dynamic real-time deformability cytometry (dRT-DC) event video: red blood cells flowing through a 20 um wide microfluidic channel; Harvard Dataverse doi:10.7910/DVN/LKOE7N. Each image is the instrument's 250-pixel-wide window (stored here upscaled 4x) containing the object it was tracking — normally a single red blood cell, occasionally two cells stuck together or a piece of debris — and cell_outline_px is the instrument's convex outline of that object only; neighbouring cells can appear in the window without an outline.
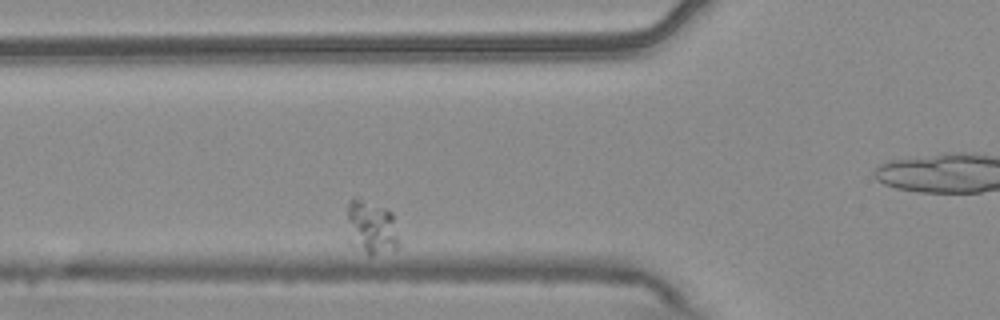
{"species": "common noctule bat (a hibernating species)", "species_latin": "Nyctalus noctula", "temperature_condition": "warm", "stored_images_in_passage": 4, "camera_frame_rate_fps": 3000, "um_per_image_px": 0.085, "animal": {"sex": "male", "body_mass_g": 20.4}, "frame": {"image": 1, "passage_image": 2, "time_ms": 0.333, "image_size_px": [1000, 320], "cell_outline_px": [[400, 244], [392, 252], [368, 256], [348, 244], [348, 200], [352, 196], [384, 208], [392, 212], [400, 240]], "centroid_in_image_um": [31.56, 19.39], "position_along_channel_um": 94.2, "area_um2": 16.88}}